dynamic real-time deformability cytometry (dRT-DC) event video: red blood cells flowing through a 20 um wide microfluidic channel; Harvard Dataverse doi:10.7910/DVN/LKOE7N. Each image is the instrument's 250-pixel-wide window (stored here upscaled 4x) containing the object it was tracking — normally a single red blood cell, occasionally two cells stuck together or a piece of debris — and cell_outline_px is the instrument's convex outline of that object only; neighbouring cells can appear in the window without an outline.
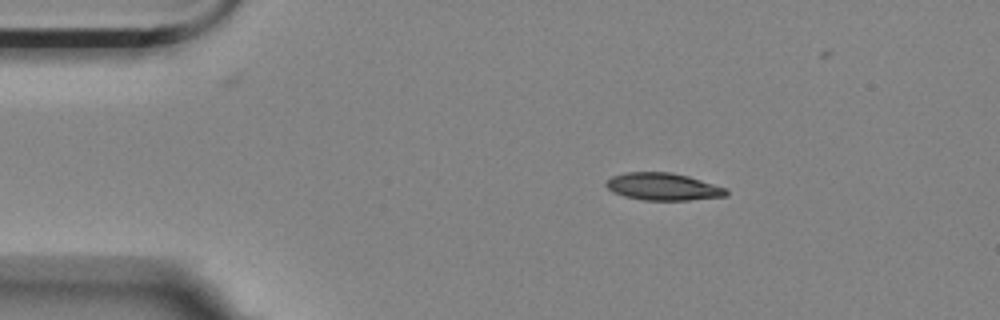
{"species": "Egyptian fruit bat (a non-hibernating species)", "species_latin": "Rousettus aegyptiacus", "temperature_condition": "room temperature", "stored_images_in_passage": 13, "camera_frame_rate_fps": 3000, "um_per_image_px": 0.085, "animal": {"sex": "female"}, "frame": {"image": 1, "passage_image": 1, "time_ms": 0.0, "image_size_px": [1000, 320], "cell_outline_px": [[728, 196], [688, 200], [644, 200], [624, 196], [612, 192], [604, 184], [612, 176], [624, 172], [672, 172], [688, 176], [728, 188]], "centroid_in_image_um": [56.38, 15.86], "position_along_channel_um": 28.6, "area_um2": 19.25}}
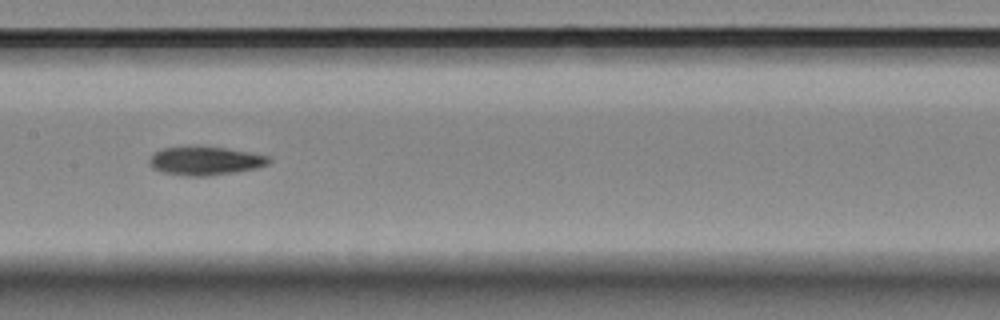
{"frame": {"image": 2, "passage_image": 6, "time_ms": 1.667, "image_size_px": [1000, 320], "cell_outline_px": [[272, 160], [268, 164], [256, 168], [236, 172], [208, 176], [188, 176], [164, 172], [152, 168], [148, 164], [148, 160], [156, 152], [164, 148], [184, 144], [200, 144], [228, 148], [268, 156]], "centroid_in_image_um": [17.42, 13.63], "position_along_channel_um": 190.0, "area_um2": 20.52}}
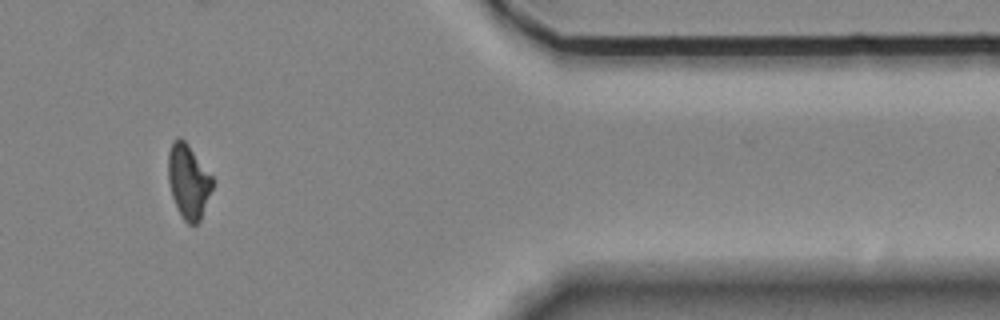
{"frame": {"image": 3, "passage_image": 11, "time_ms": 3.333, "image_size_px": [1000, 320], "cell_outline_px": [[212, 188], [200, 220], [196, 224], [188, 224], [184, 220], [176, 208], [172, 196], [168, 180], [168, 152], [172, 140], [176, 136], [180, 136], [188, 144], [212, 176]], "centroid_in_image_um": [15.98, 15.38], "position_along_channel_um": 395.4, "area_um2": 19.13}}